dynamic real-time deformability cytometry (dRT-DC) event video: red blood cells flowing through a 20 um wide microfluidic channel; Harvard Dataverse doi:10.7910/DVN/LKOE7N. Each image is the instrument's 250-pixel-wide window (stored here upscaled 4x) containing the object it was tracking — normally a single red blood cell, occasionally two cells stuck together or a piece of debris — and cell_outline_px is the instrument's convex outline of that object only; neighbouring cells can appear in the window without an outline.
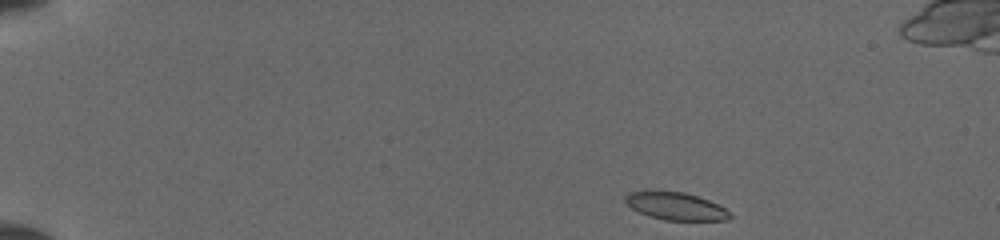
{"species": "common noctule bat (a hibernating species)", "species_latin": "Nyctalus noctula", "temperature_condition": "cold", "stored_images_in_passage": 43, "camera_frame_rate_fps": 3000, "um_per_image_px": 0.085, "animal": {"sex": "female", "body_mass_g": 19.5, "forearm_length_mm": 54.1}, "frame": {"image": 1, "passage_image": 1, "time_ms": 0.0, "image_size_px": [1000, 240], "cell_outline_px": [[732, 216], [724, 220], [664, 220], [648, 216], [632, 208], [624, 200], [624, 196], [628, 192], [644, 188], [684, 192], [708, 200], [724, 208]], "centroid_in_image_um": [57.32, 17.47], "position_along_channel_um": 27.7, "area_um2": 17.17}}
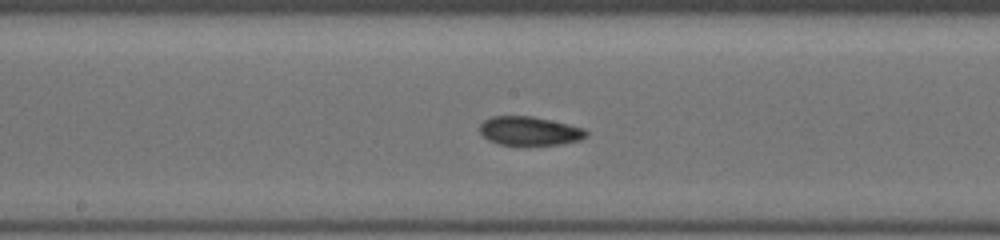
{"frame": {"image": 2, "passage_image": 21, "time_ms": 6.667, "image_size_px": [1000, 240], "cell_outline_px": [[588, 136], [580, 140], [560, 144], [524, 148], [500, 144], [488, 140], [480, 132], [480, 124], [484, 120], [492, 116], [532, 116], [568, 124], [584, 128], [588, 132]], "centroid_in_image_um": [45.01, 11.18], "position_along_channel_um": 203.2, "area_um2": 18.55}}
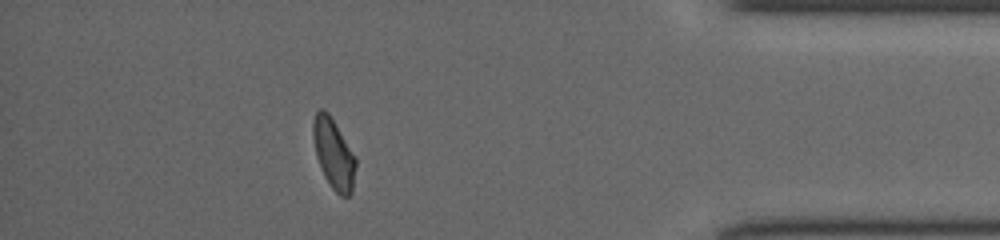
{"frame": {"image": 3, "passage_image": 38, "time_ms": 12.333, "image_size_px": [1000, 240], "cell_outline_px": [[356, 164], [352, 192], [348, 196], [340, 196], [332, 188], [324, 176], [316, 156], [312, 136], [312, 124], [316, 112], [320, 108], [324, 108], [328, 112], [356, 156]], "centroid_in_image_um": [28.35, 13.05], "position_along_channel_um": 406.8, "area_um2": 17.51}}